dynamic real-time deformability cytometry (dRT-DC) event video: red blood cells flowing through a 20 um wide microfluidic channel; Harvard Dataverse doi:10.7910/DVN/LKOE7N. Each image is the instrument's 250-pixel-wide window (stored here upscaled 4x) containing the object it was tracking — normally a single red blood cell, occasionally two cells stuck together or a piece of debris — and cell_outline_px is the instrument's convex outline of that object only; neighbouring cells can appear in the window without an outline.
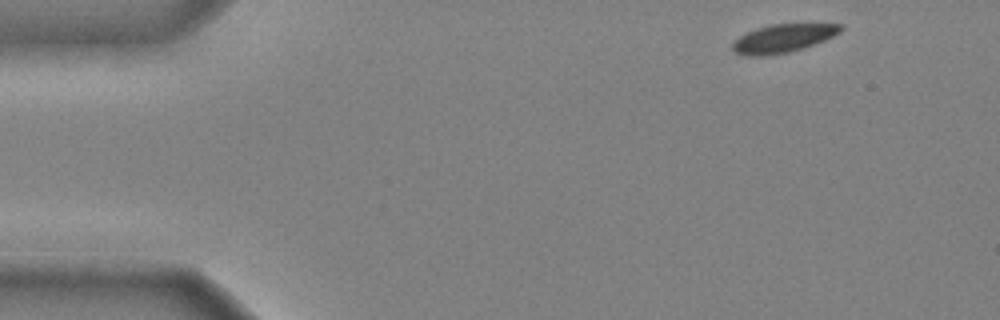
{"species": "common noctule bat (a hibernating species)", "species_latin": "Nyctalus noctula", "temperature_condition": "cold", "stored_images_in_passage": 39, "camera_frame_rate_fps": 3000, "um_per_image_px": 0.085, "animal": {"sex": "male", "body_mass_g": 20.4}, "frame": {"image": 1, "passage_image": 1, "time_ms": 0.0, "image_size_px": [1000, 320], "cell_outline_px": [[844, 28], [840, 32], [824, 40], [804, 48], [788, 52], [760, 56], [744, 56], [736, 52], [732, 48], [732, 44], [740, 36], [756, 28], [772, 24], [844, 24]], "centroid_in_image_um": [66.57, 3.25], "position_along_channel_um": 18.4, "area_um2": 17.63}}
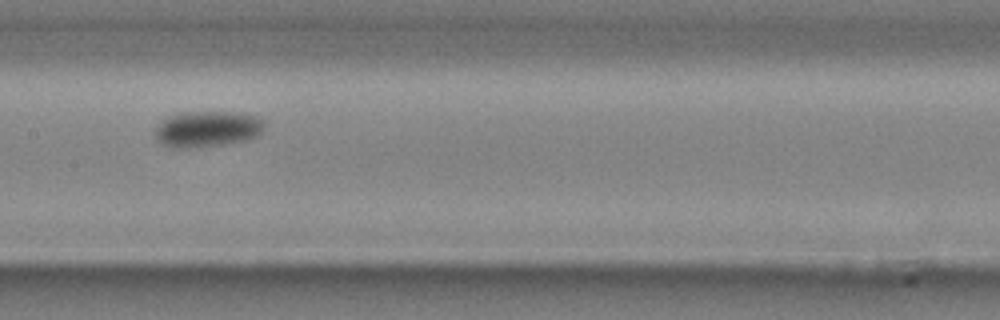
{"frame": {"image": 2, "passage_image": 21, "time_ms": 6.667, "image_size_px": [1000, 320], "cell_outline_px": [[264, 132], [256, 136], [244, 140], [224, 144], [180, 148], [164, 144], [156, 136], [156, 128], [168, 116], [180, 112], [248, 112], [260, 116], [264, 120]], "centroid_in_image_um": [17.73, 10.92], "position_along_channel_um": 189.7, "area_um2": 22.83}}
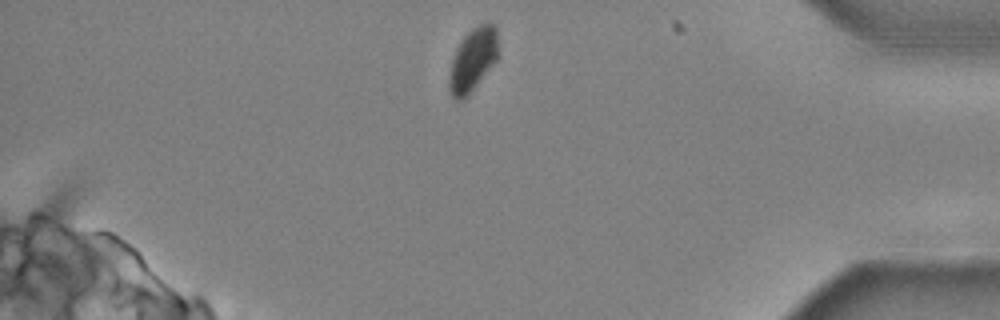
{"frame": {"image": 3, "passage_image": 39, "time_ms": 12.667, "image_size_px": [1000, 320], "cell_outline_px": [[500, 56], [468, 96], [464, 100], [456, 100], [452, 96], [448, 88], [448, 80], [452, 60], [456, 48], [464, 36], [472, 28], [480, 24], [496, 24]], "centroid_in_image_um": [40.21, 5.09], "position_along_channel_um": 395.0, "area_um2": 18.38}, "authors_computed_cell_mechanics": {"area_um2": 21.0392, "velocity_mm_per_s": 3.9076, "shape_relaxation_time_tau1_ms": 4.048, "shape_relaxation_time_tau2_ms": null, "deformation_change_tau1": 0.1119, "deformation_change_tau2": null}}